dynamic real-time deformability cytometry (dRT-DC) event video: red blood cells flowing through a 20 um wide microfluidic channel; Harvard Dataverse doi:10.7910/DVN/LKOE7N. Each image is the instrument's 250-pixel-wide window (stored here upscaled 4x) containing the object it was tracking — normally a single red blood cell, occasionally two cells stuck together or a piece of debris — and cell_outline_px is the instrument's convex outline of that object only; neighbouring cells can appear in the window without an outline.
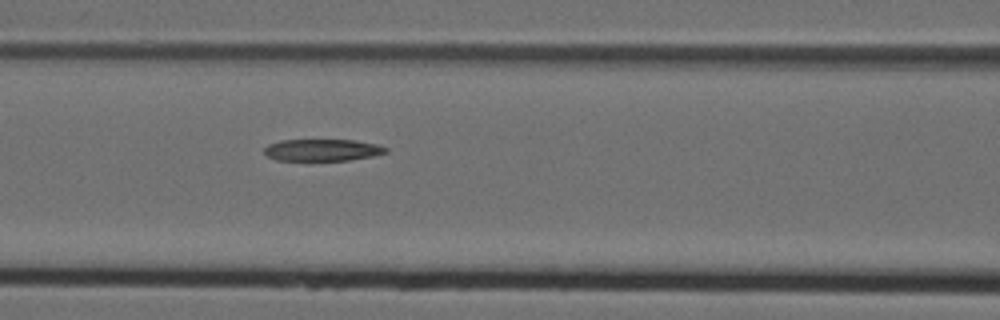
{"species": "Egyptian fruit bat (a non-hibernating species)", "species_latin": "Rousettus aegyptiacus", "temperature_condition": "cold", "stored_images_in_passage": 7, "segment_of_instrument_passage": [1, 2], "camera_frame_rate_fps": 3000, "um_per_image_px": 0.085, "animal": {"sex": "female"}, "frame": {"image": 1, "passage_image": 6, "time_ms": 1.667, "image_size_px": [1000, 320], "cell_outline_px": [[388, 152], [372, 156], [348, 160], [276, 160], [268, 156], [264, 152], [264, 148], [268, 144], [280, 140], [352, 140], [376, 144], [388, 148]], "centroid_in_image_um": [27.39, 12.75], "position_along_channel_um": 139.2, "area_um2": 15.37}}